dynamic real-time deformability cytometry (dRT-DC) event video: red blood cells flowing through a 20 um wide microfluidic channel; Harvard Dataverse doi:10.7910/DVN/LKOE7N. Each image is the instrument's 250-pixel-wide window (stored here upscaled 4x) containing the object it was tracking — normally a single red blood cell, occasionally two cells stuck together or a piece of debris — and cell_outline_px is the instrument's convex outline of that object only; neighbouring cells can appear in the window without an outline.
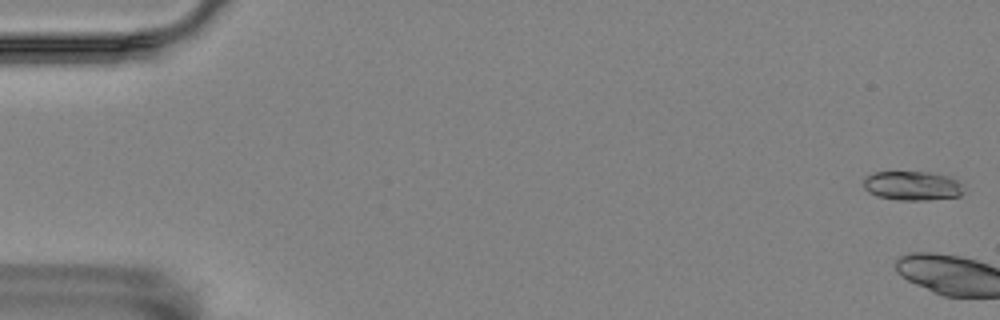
{"species": "Egyptian fruit bat (a non-hibernating species)", "species_latin": "Rousettus aegyptiacus", "temperature_condition": "room temperature", "stored_images_in_passage": 6, "camera_frame_rate_fps": 3000, "um_per_image_px": 0.085, "animal": {"sex": "female"}, "frame": {"image": 1, "passage_image": 1, "time_ms": 0.0, "image_size_px": [1000, 320], "cell_outline_px": [[964, 192], [960, 196], [928, 200], [896, 200], [876, 196], [868, 192], [864, 188], [864, 176], [872, 172], [932, 172], [952, 176], [960, 184]], "centroid_in_image_um": [77.53, 15.78], "position_along_channel_um": 7.5, "area_um2": 17.34}}